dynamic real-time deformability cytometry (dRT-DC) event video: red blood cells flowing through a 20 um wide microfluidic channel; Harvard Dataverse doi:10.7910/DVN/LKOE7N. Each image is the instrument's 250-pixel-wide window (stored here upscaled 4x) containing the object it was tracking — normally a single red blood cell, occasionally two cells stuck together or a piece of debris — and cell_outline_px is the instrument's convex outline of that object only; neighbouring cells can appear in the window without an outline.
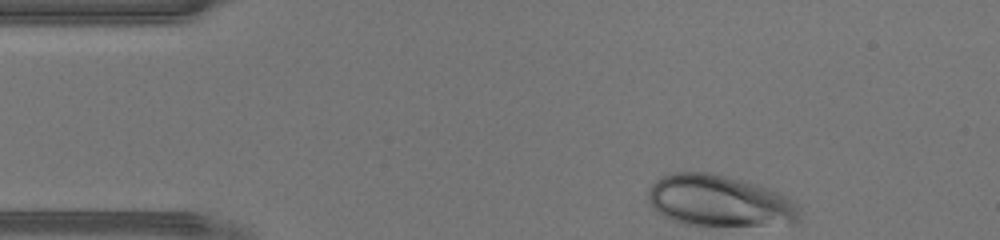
{"species": "human", "species_latin": "Homo sapiens", "temperature_condition": "warm", "stored_images_in_passage": 30, "camera_frame_rate_fps": 3000, "um_per_image_px": 0.085, "donor": {"sex": "male"}, "frame": {"image": 1, "passage_image": 1, "time_ms": 0.0, "image_size_px": [1000, 240], "cell_outline_px": [[800, 220], [792, 224], [684, 224], [672, 220], [656, 212], [652, 208], [648, 200], [648, 188], [660, 176], [672, 172], [712, 172], [744, 180], [780, 192], [796, 200], [800, 208]], "centroid_in_image_um": [61.16, 17.04], "position_along_channel_um": 23.8, "area_um2": 45.6}}
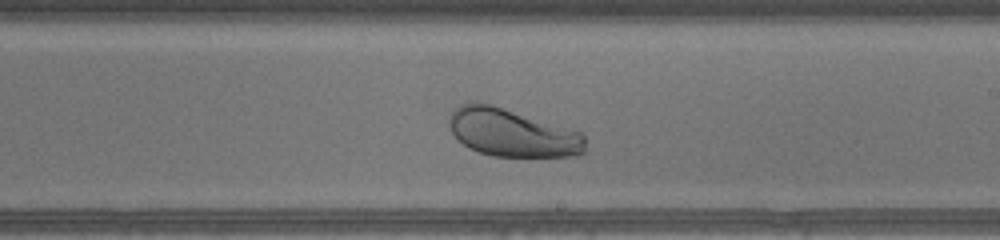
{"frame": {"image": 2, "passage_image": 20, "time_ms": 6.333, "image_size_px": [1000, 240], "cell_outline_px": [[584, 152], [580, 156], [492, 156], [468, 148], [452, 132], [448, 124], [448, 120], [452, 112], [460, 104], [472, 100], [476, 100], [492, 104], [580, 132], [584, 136]], "centroid_in_image_um": [43.49, 11.27], "position_along_channel_um": 245.5, "area_um2": 37.86}}
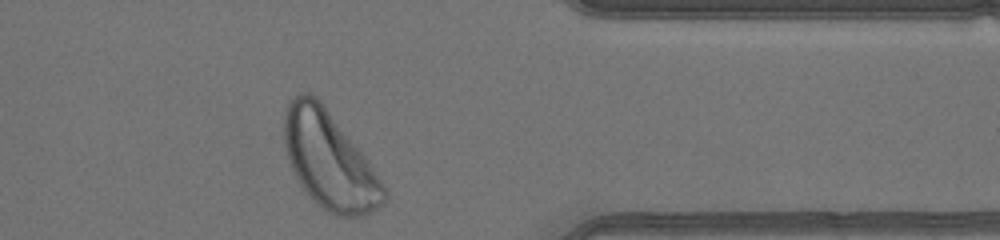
{"frame": {"image": 3, "passage_image": 30, "time_ms": 9.667, "image_size_px": [1000, 240], "cell_outline_px": [[388, 196], [384, 204], [360, 216], [336, 216], [328, 212], [312, 200], [300, 184], [288, 160], [284, 144], [284, 108], [288, 100], [292, 96], [300, 92], [308, 92], [316, 96], [320, 100], [368, 160], [384, 184], [388, 192]], "centroid_in_image_um": [27.97, 13.6], "position_along_channel_um": 383.4, "area_um2": 56.53}}